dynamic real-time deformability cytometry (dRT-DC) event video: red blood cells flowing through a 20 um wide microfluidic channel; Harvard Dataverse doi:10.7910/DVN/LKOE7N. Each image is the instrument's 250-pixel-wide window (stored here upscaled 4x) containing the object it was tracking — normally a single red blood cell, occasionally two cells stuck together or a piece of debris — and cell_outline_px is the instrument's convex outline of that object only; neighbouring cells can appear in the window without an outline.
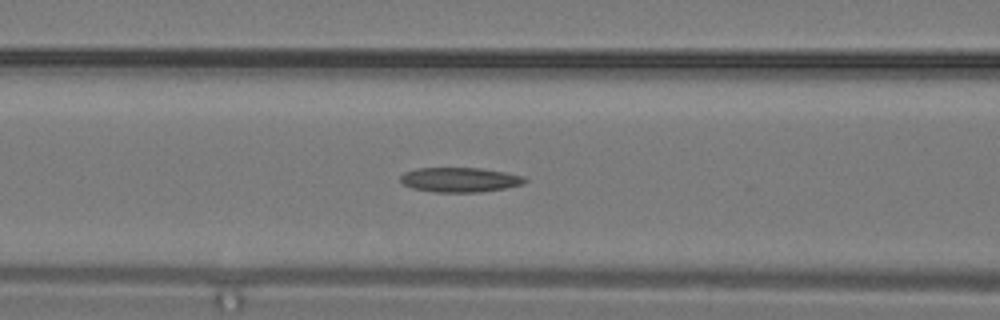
{"species": "common noctule bat (a hibernating species)", "species_latin": "Nyctalus noctula", "temperature_condition": "warm", "stored_images_in_passage": 13, "camera_frame_rate_fps": 3000, "um_per_image_px": 0.085, "animal": {"sex": "male", "body_mass_g": 19.2, "forearm_length_mm": 51.8}, "frame": {"image": 1, "passage_image": 10, "time_ms": 3.0, "image_size_px": [1000, 320], "cell_outline_px": [[528, 180], [524, 184], [504, 188], [480, 192], [436, 192], [412, 188], [404, 184], [400, 180], [400, 176], [404, 172], [416, 168], [480, 168], [504, 172], [524, 176]], "centroid_in_image_um": [39.09, 15.27], "position_along_channel_um": 127.5, "area_um2": 17.86}}